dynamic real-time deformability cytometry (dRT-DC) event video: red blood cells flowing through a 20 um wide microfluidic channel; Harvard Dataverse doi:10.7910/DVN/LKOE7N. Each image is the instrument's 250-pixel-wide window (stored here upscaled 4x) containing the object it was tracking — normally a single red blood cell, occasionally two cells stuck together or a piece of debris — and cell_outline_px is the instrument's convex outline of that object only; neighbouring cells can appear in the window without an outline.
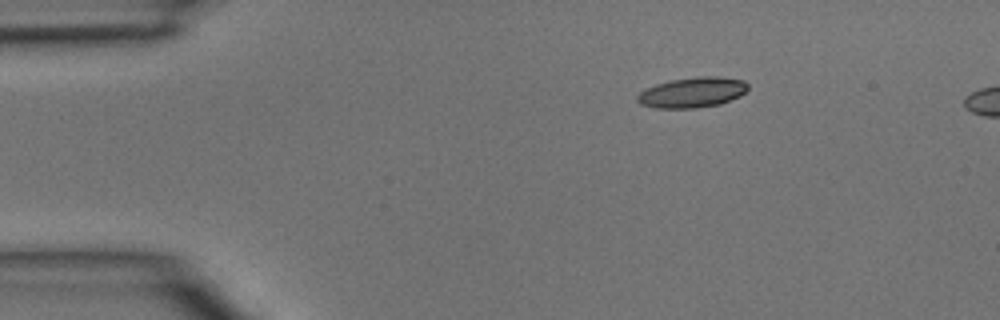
{"species": "common noctule bat (a hibernating species)", "species_latin": "Nyctalus noctula", "temperature_condition": "room temperature", "stored_images_in_passage": 39, "camera_frame_rate_fps": 3000, "um_per_image_px": 0.085, "animal": {"sex": "male", "body_mass_g": 15.6}, "frame": {"image": 1, "passage_image": 1, "time_ms": 0.0, "image_size_px": [1000, 320], "cell_outline_px": [[748, 88], [740, 96], [720, 104], [696, 108], [656, 108], [640, 104], [636, 100], [636, 96], [640, 92], [656, 84], [672, 80], [696, 76], [716, 76], [744, 80], [748, 84]], "centroid_in_image_um": [58.85, 7.85], "position_along_channel_um": 26.1, "area_um2": 19.54}}
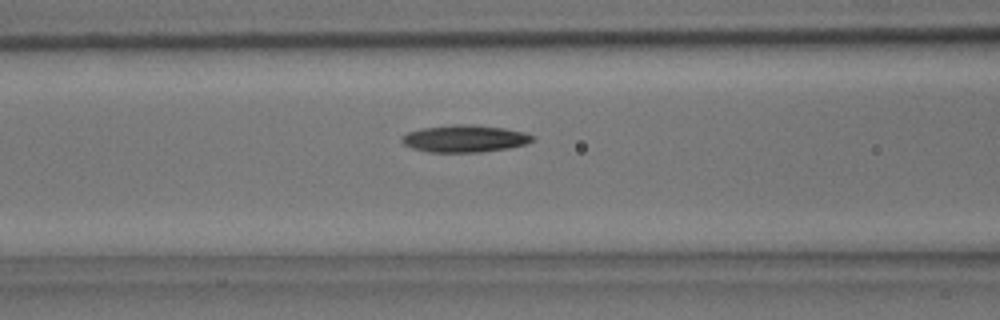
{"frame": {"image": 2, "passage_image": 12, "time_ms": 3.667, "image_size_px": [1000, 320], "cell_outline_px": [[536, 140], [528, 144], [508, 148], [480, 152], [428, 152], [412, 148], [404, 144], [400, 140], [400, 136], [408, 132], [420, 128], [456, 124], [468, 124], [504, 128], [524, 132], [536, 136]], "centroid_in_image_um": [39.52, 11.78], "position_along_channel_um": 127.1, "area_um2": 20.92}}
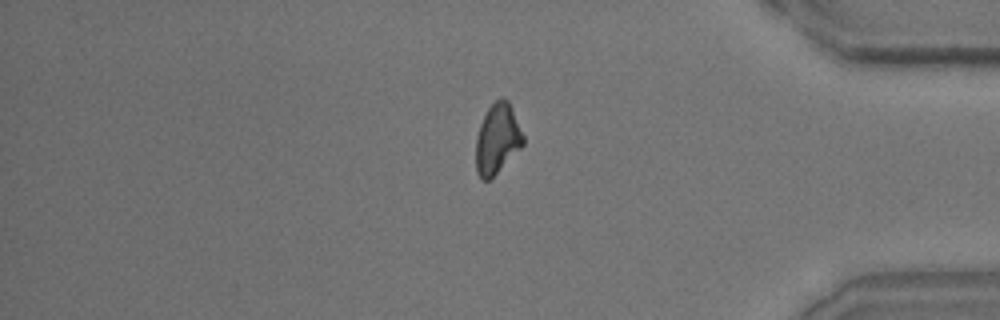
{"frame": {"image": 3, "passage_image": 32, "time_ms": 10.333, "image_size_px": [1000, 320], "cell_outline_px": [[524, 144], [488, 180], [480, 180], [476, 172], [476, 136], [480, 124], [488, 108], [496, 100], [508, 100], [524, 136]], "centroid_in_image_um": [42.25, 11.82], "position_along_channel_um": 393.0, "area_um2": 18.84}}